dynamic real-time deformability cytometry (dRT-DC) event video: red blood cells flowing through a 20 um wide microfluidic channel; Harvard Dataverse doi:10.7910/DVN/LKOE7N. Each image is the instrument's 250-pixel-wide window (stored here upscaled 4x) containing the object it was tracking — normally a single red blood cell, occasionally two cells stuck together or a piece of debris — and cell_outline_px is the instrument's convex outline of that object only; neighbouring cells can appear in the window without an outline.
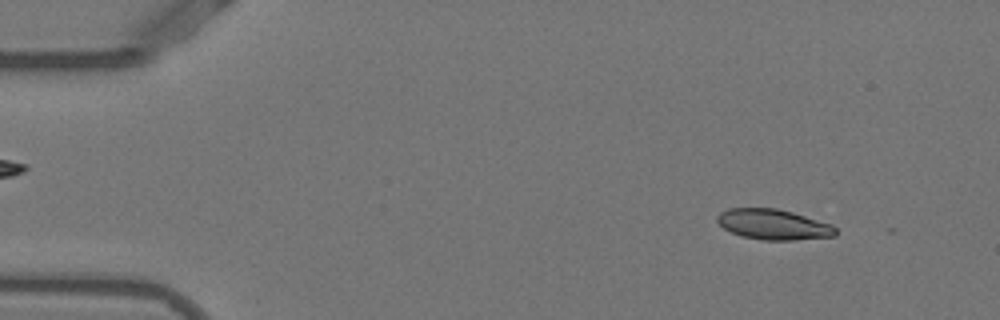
{"species": "Egyptian fruit bat (a non-hibernating species)", "species_latin": "Rousettus aegyptiacus", "temperature_condition": "warm", "stored_images_in_passage": 16, "camera_frame_rate_fps": 3000, "um_per_image_px": 0.085, "animal": {"sex": "female"}, "frame": {"image": 1, "passage_image": 3, "time_ms": 0.667, "image_size_px": [1000, 320], "cell_outline_px": [[836, 236], [796, 240], [764, 240], [740, 236], [724, 228], [716, 220], [716, 216], [720, 212], [728, 208], [776, 208], [792, 212], [832, 224], [836, 228]], "centroid_in_image_um": [65.74, 19.08], "position_along_channel_um": 19.3, "area_um2": 21.04}}
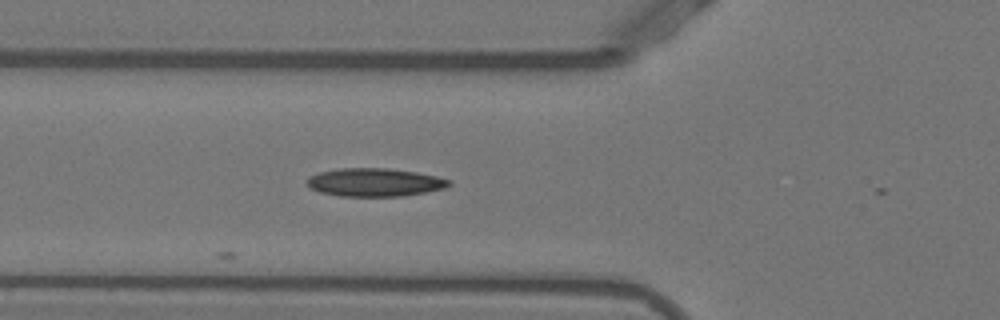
{"frame": {"image": 2, "passage_image": 16, "time_ms": 5.0, "image_size_px": [1000, 320], "cell_outline_px": [[452, 184], [444, 188], [404, 196], [340, 196], [320, 192], [308, 188], [308, 176], [320, 172], [340, 168], [388, 168], [416, 172], [436, 176], [452, 180]], "centroid_in_image_um": [31.85, 15.49], "position_along_channel_um": 94.0, "area_um2": 23.35}}